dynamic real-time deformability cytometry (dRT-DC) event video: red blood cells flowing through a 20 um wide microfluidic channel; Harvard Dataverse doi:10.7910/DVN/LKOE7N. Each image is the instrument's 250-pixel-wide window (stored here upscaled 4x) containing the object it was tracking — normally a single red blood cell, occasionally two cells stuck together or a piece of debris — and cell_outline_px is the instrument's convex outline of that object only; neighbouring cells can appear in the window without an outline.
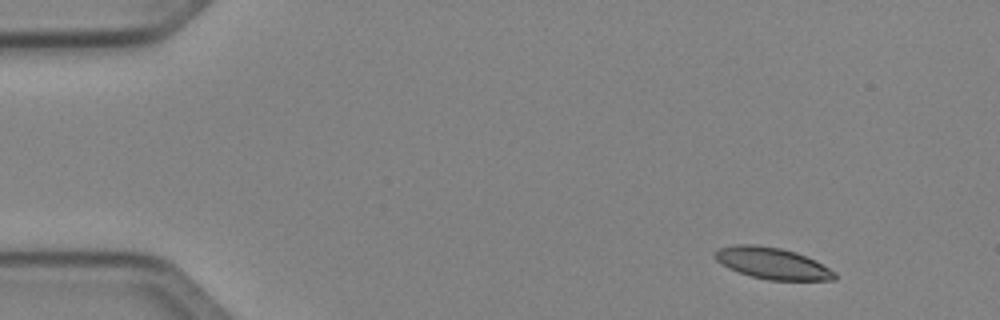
{"species": "Egyptian fruit bat (a non-hibernating species)", "species_latin": "Rousettus aegyptiacus", "temperature_condition": "cold", "stored_images_in_passage": 46, "camera_frame_rate_fps": 3000, "um_per_image_px": 0.085, "animal": {"sex": "female"}, "frame": {"image": 1, "passage_image": 1, "time_ms": 0.0, "image_size_px": [1000, 320], "cell_outline_px": [[836, 280], [768, 280], [752, 276], [728, 268], [720, 264], [712, 256], [712, 252], [716, 248], [736, 244], [756, 244], [780, 248], [796, 252], [816, 260], [836, 272]], "centroid_in_image_um": [65.61, 22.36], "position_along_channel_um": 19.4, "area_um2": 22.25}}
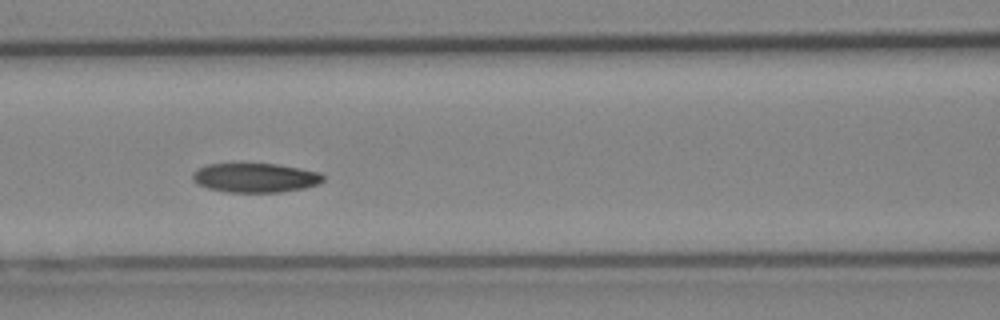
{"frame": {"image": 2, "passage_image": 18, "time_ms": 5.667, "image_size_px": [1000, 320], "cell_outline_px": [[324, 180], [320, 184], [304, 188], [280, 192], [228, 192], [208, 188], [196, 184], [192, 180], [192, 172], [196, 168], [208, 164], [232, 160], [276, 164], [300, 168], [320, 172], [324, 176]], "centroid_in_image_um": [21.63, 15.05], "position_along_channel_um": 145.0, "area_um2": 23.41}}
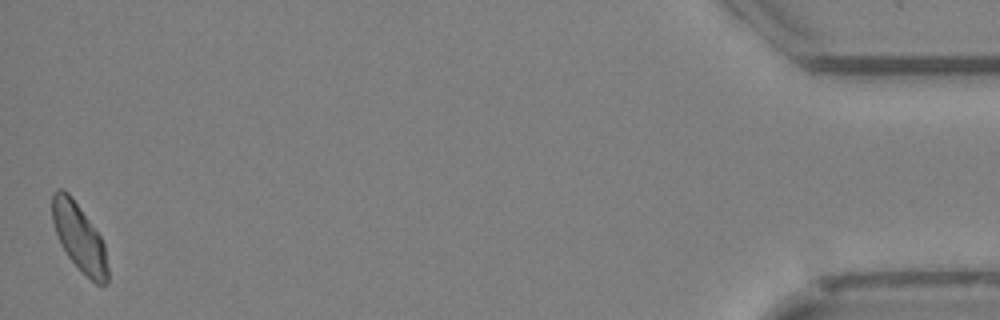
{"frame": {"image": 3, "passage_image": 46, "time_ms": 15.0, "image_size_px": [1000, 320], "cell_outline_px": [[108, 284], [96, 284], [80, 272], [68, 256], [60, 244], [52, 220], [52, 192], [56, 188], [64, 188], [68, 192], [100, 236], [104, 244], [108, 268]], "centroid_in_image_um": [6.72, 20.2], "position_along_channel_um": 428.5, "area_um2": 21.85}, "authors_computed_cell_mechanics": {"area_um2": 22.4842, "velocity_mm_per_s": 4.0125, "shape_relaxation_time_tau1_ms": 3.6824, "shape_relaxation_time_tau2_ms": 7.0756, "deformation_change_tau1": 0.1016, "deformation_change_tau2": 0.1195}}